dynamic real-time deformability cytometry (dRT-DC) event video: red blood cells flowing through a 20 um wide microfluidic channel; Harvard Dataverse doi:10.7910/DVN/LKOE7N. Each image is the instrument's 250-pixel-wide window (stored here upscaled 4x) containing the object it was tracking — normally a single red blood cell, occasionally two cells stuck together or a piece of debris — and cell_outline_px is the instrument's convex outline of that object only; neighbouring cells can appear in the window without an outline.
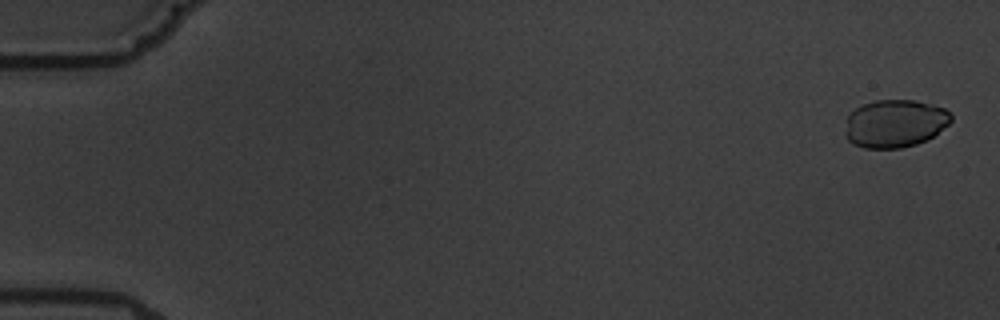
{"species": "common noctule bat (a hibernating species)", "species_latin": "Nyctalus noctula", "temperature_condition": "warm", "stored_images_in_passage": 5, "camera_frame_rate_fps": 3000, "um_per_image_px": 0.085, "animal": {"sex": "male", "body_mass_g": 19.5, "forearm_length_mm": 54.6}, "frame": {"image": 1, "passage_image": 1, "time_ms": 0.0, "image_size_px": [1000, 320], "cell_outline_px": [[952, 120], [948, 124], [932, 136], [916, 144], [900, 148], [864, 148], [848, 140], [844, 136], [844, 132], [848, 112], [864, 104], [876, 100], [916, 100], [944, 108], [952, 116]], "centroid_in_image_um": [76.02, 10.49], "position_along_channel_um": 9.0, "area_um2": 29.48}}